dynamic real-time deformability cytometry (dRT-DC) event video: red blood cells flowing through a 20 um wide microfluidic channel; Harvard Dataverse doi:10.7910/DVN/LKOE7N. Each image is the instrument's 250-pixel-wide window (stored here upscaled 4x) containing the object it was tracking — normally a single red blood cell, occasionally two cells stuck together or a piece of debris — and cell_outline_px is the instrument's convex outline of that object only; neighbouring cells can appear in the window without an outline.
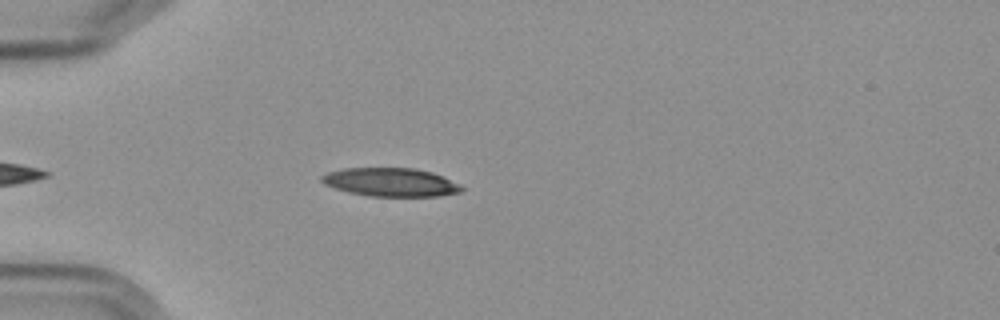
{"species": "Egyptian fruit bat (a non-hibernating species)", "species_latin": "Rousettus aegyptiacus", "temperature_condition": "cold", "stored_images_in_passage": 3, "camera_frame_rate_fps": 3000, "um_per_image_px": 0.085, "frame": {"image": 1, "passage_image": 3, "time_ms": 3.333, "image_size_px": [1000, 320], "cell_outline_px": [[464, 188], [460, 192], [440, 196], [368, 196], [348, 192], [324, 184], [320, 180], [320, 176], [328, 172], [344, 168], [412, 168], [432, 172], [460, 184]], "centroid_in_image_um": [33.2, 15.49], "position_along_channel_um": 51.8, "area_um2": 23.18}}